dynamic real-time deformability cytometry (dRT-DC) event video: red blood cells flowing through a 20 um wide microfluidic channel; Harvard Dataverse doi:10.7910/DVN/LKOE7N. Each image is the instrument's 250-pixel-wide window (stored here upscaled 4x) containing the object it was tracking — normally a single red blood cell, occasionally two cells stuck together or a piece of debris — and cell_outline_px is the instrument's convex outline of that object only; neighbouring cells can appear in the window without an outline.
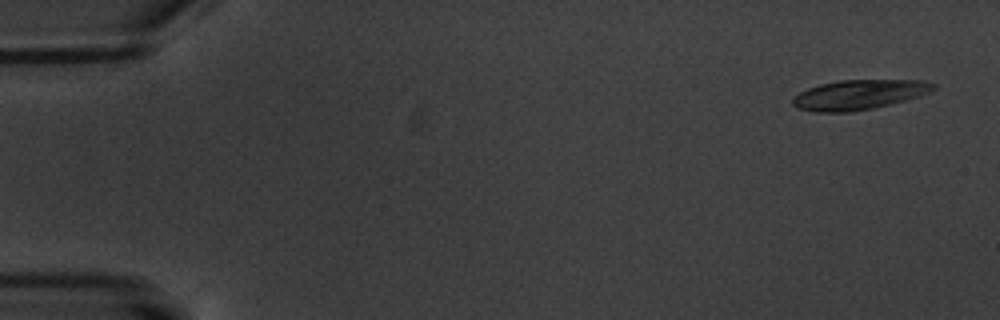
{"species": "common noctule bat (a hibernating species)", "species_latin": "Nyctalus noctula", "temperature_condition": "warm", "stored_images_in_passage": 9, "camera_frame_rate_fps": 3000, "um_per_image_px": 0.085, "animal": {"sex": "male", "body_mass_g": 20.1, "forearm_length_mm": 53.5}, "frame": {"image": 1, "passage_image": 1, "time_ms": 0.0, "image_size_px": [1000, 320], "cell_outline_px": [[936, 88], [932, 92], [920, 96], [872, 108], [848, 112], [816, 112], [796, 108], [792, 104], [792, 96], [808, 88], [820, 84], [840, 80], [920, 80], [936, 84]], "centroid_in_image_um": [73.0, 8.04], "position_along_channel_um": 12.0, "area_um2": 24.39}}